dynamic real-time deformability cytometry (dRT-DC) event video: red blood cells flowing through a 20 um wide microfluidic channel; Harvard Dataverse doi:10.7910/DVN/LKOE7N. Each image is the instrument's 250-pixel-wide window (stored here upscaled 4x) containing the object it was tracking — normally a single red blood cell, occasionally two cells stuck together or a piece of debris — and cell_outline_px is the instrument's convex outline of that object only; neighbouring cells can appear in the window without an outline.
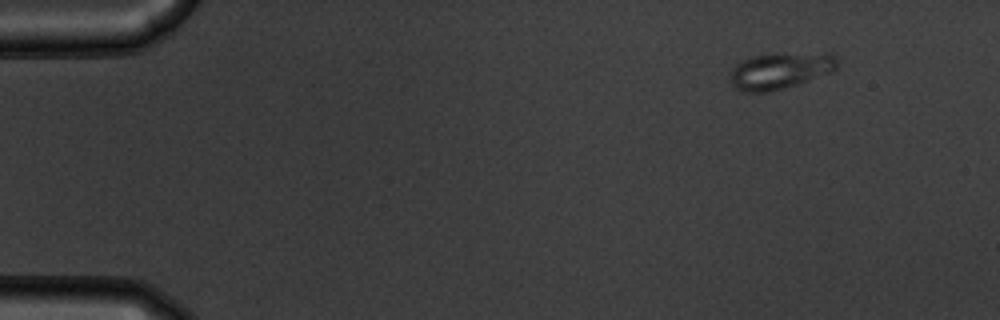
{"species": "common noctule bat (a hibernating species)", "species_latin": "Nyctalus noctula", "temperature_condition": "warm", "stored_images_in_passage": 50, "camera_frame_rate_fps": 3000, "um_per_image_px": 0.085, "animal": {"sex": "male", "body_mass_g": 19.5, "forearm_length_mm": 54.6}, "frame": {"image": 1, "passage_image": 1, "time_ms": 0.0, "image_size_px": [1000, 320], "cell_outline_px": [[836, 68], [832, 72], [768, 92], [744, 92], [736, 88], [728, 80], [732, 68], [736, 64], [752, 56], [836, 56]], "centroid_in_image_um": [66.16, 6.09], "position_along_channel_um": 18.8, "area_um2": 20.98}}
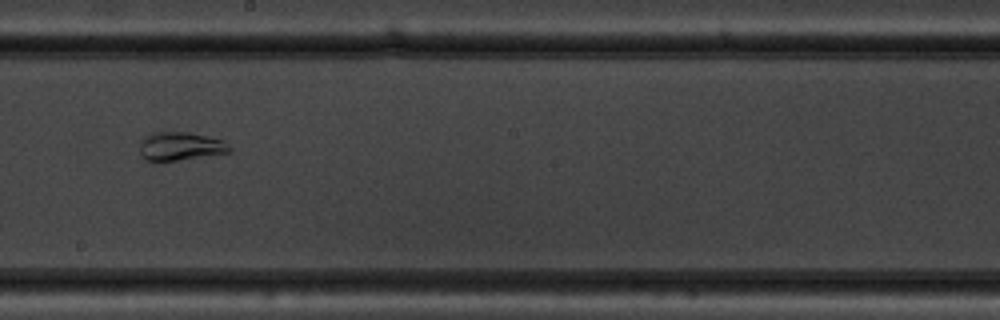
{"frame": {"image": 2, "passage_image": 27, "time_ms": 8.667, "image_size_px": [1000, 320], "cell_outline_px": [[232, 148], [228, 152], [176, 160], [148, 160], [140, 152], [140, 144], [144, 136], [152, 132], [188, 132], [224, 140]], "centroid_in_image_um": [15.33, 12.4], "position_along_channel_um": 232.9, "area_um2": 14.51}}
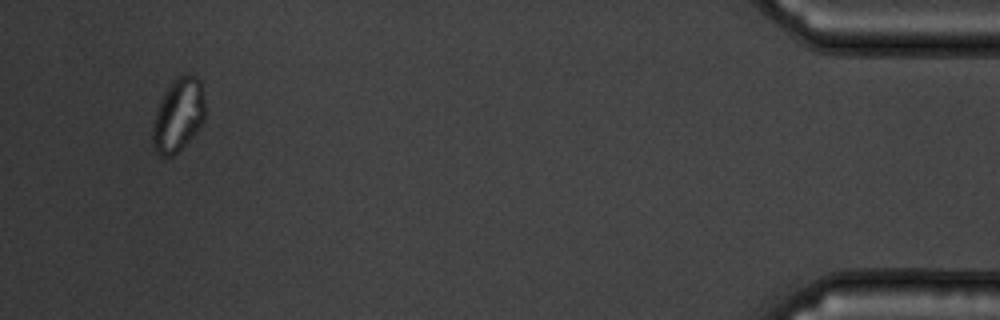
{"frame": {"image": 3, "passage_image": 48, "time_ms": 15.667, "image_size_px": [1000, 320], "cell_outline_px": [[204, 120], [188, 140], [172, 156], [160, 156], [156, 152], [152, 144], [152, 120], [160, 100], [164, 92], [172, 80], [176, 76], [184, 72], [196, 76], [200, 80], [204, 100]], "centroid_in_image_um": [15.12, 9.73], "position_along_channel_um": 420.1, "area_um2": 22.48}}